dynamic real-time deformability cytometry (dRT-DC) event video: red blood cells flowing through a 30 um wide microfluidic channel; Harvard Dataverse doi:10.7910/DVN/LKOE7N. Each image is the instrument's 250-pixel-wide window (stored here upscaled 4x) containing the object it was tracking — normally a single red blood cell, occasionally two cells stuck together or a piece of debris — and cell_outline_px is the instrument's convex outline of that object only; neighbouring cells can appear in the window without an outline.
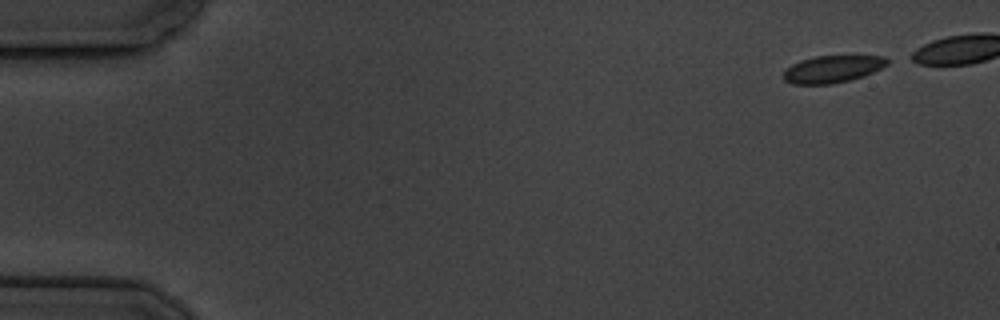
{"species": "common noctule bat (a hibernating species)", "species_latin": "Nyctalus noctula", "temperature_condition": "cold", "stored_images_in_passage": 6, "camera_frame_rate_fps": 3000, "um_per_image_px": 0.085, "animal": {"sex": "male", "body_mass_g": 19.5, "forearm_length_mm": 54.6}, "frame": {"image": 1, "passage_image": 1, "time_ms": 0.0, "image_size_px": [1000, 320], "cell_outline_px": [[888, 64], [864, 76], [832, 84], [792, 84], [784, 80], [784, 72], [792, 64], [800, 60], [816, 56], [856, 52], [884, 56], [888, 60]], "centroid_in_image_um": [70.84, 5.8], "position_along_channel_um": 14.2, "area_um2": 17.22}}